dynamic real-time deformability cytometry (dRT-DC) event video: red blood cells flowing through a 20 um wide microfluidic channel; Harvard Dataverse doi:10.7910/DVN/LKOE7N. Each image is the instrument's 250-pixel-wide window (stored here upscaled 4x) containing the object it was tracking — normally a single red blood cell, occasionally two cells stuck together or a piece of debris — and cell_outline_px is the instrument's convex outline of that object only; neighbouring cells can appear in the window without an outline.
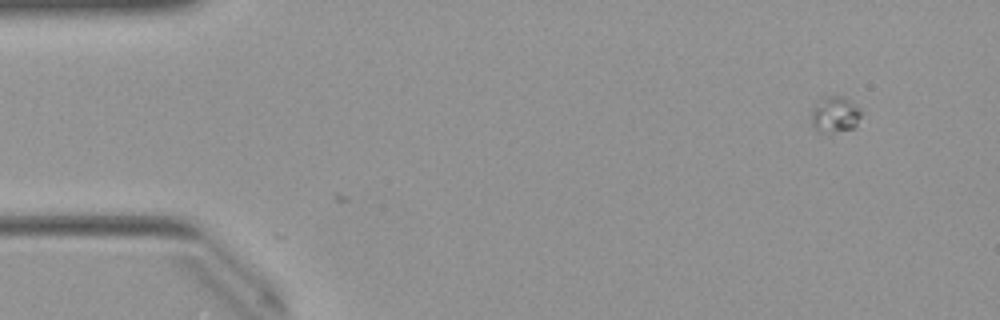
{"species": "Egyptian fruit bat (a non-hibernating species)", "species_latin": "Rousettus aegyptiacus", "temperature_condition": "warm", "stored_images_in_passage": 16, "camera_frame_rate_fps": 3000, "um_per_image_px": 0.085, "animal": {"sex": "female"}, "frame": {"image": 1, "passage_image": 1, "time_ms": 0.0, "image_size_px": [1000, 320], "cell_outline_px": [[860, 116], [856, 128], [832, 132], [816, 132], [812, 124], [812, 108], [824, 96], [844, 96], [852, 100], [860, 108]], "centroid_in_image_um": [70.99, 9.73], "position_along_channel_um": 14.0, "area_um2": 10.64}}